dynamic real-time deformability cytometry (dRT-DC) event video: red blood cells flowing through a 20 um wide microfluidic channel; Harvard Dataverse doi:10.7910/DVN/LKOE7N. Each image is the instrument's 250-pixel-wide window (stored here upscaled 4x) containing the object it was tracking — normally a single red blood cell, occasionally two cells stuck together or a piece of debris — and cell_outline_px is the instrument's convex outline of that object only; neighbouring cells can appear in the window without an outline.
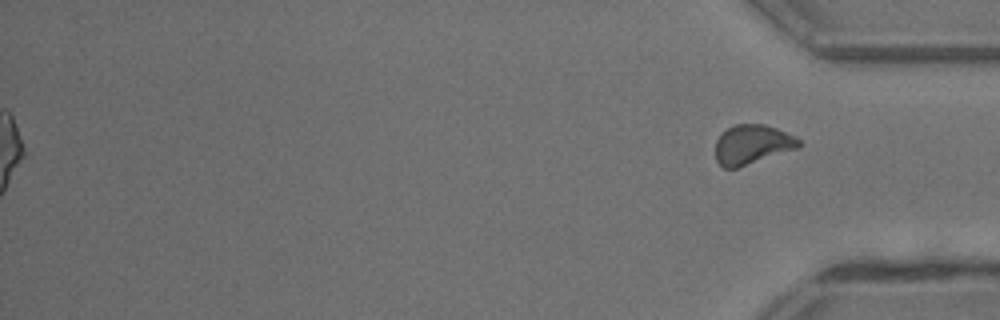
{"species": "common noctule bat (a hibernating species)", "species_latin": "Nyctalus noctula", "temperature_condition": "warm", "stored_images_in_passage": 33, "segment_of_instrument_passage": [2, 2], "camera_frame_rate_fps": 3000, "um_per_image_px": 0.085, "animal": {"sex": "male", "body_mass_g": 13.3}, "frame": {"image": 1, "passage_image": 33, "time_ms": 10.667, "image_size_px": [1000, 320], "cell_outline_px": [[800, 148], [736, 168], [724, 168], [716, 160], [716, 140], [720, 132], [736, 124], [764, 124], [776, 128], [796, 136], [800, 140]], "centroid_in_image_um": [63.94, 12.27], "position_along_channel_um": 371.3, "area_um2": 19.31}}